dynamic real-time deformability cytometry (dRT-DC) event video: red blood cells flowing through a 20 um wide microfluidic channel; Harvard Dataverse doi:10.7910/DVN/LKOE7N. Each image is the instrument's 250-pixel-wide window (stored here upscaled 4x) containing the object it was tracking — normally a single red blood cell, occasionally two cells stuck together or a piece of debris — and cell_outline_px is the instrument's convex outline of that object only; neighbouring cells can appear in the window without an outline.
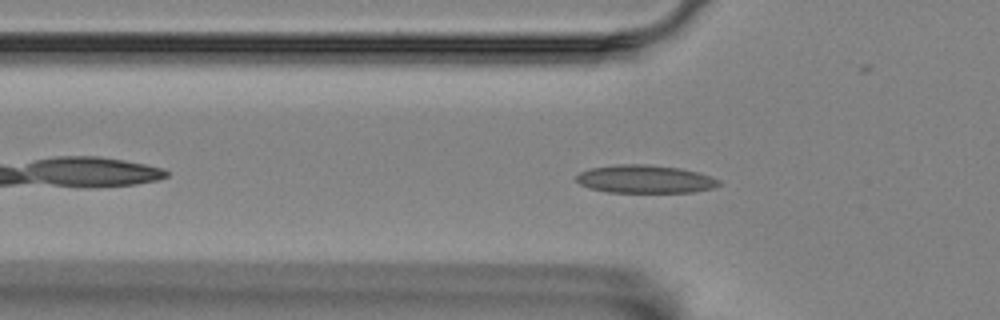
{"species": "Egyptian fruit bat (a non-hibernating species)", "species_latin": "Rousettus aegyptiacus", "temperature_condition": "room temperature", "stored_images_in_passage": 47, "camera_frame_rate_fps": 3000, "um_per_image_px": 0.085, "animal": {"sex": "female"}, "frame": {"image": 1, "passage_image": 8, "time_ms": 2.333, "image_size_px": [1000, 320], "cell_outline_px": [[720, 184], [712, 188], [692, 192], [608, 192], [588, 188], [580, 184], [576, 180], [576, 176], [580, 172], [592, 168], [620, 164], [644, 164], [680, 168], [700, 172], [720, 180]], "centroid_in_image_um": [54.83, 15.22], "position_along_channel_um": 71.0, "area_um2": 23.24}}
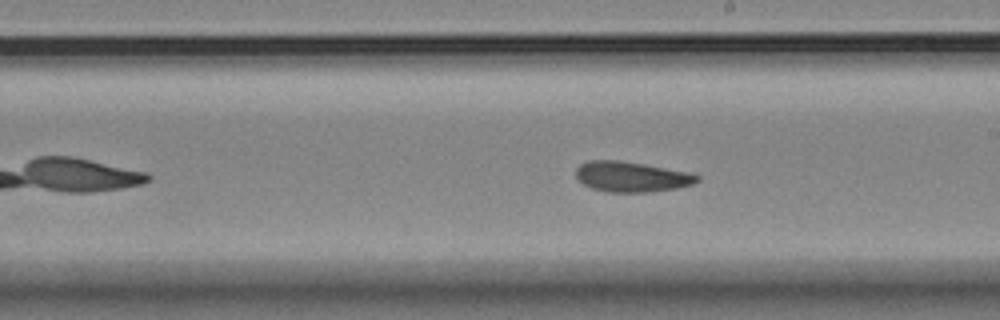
{"frame": {"image": 2, "passage_image": 22, "time_ms": 7.0, "image_size_px": [1000, 320], "cell_outline_px": [[700, 180], [692, 184], [676, 188], [648, 192], [608, 192], [592, 188], [584, 184], [576, 176], [576, 168], [580, 164], [588, 160], [620, 160], [644, 164], [684, 172], [700, 176]], "centroid_in_image_um": [53.63, 15.02], "position_along_channel_um": 235.4, "area_um2": 21.15}}
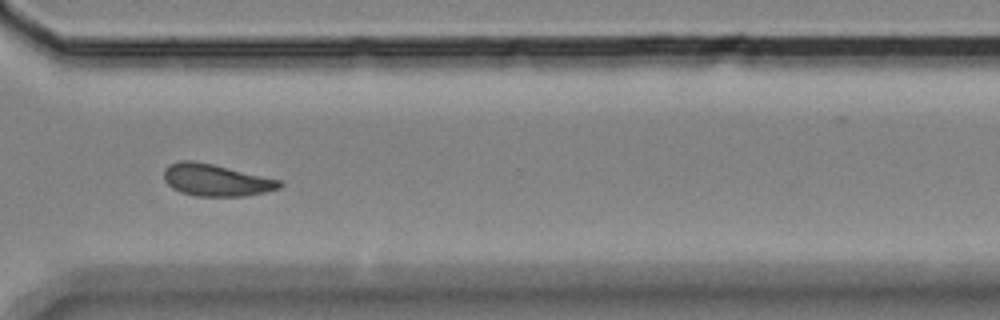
{"frame": {"image": 3, "passage_image": 32, "time_ms": 10.333, "image_size_px": [1000, 320], "cell_outline_px": [[284, 184], [280, 188], [264, 192], [244, 196], [196, 196], [180, 192], [172, 188], [164, 180], [164, 168], [168, 164], [180, 160], [192, 160], [212, 164], [280, 180]], "centroid_in_image_um": [18.32, 15.3], "position_along_channel_um": 352.3, "area_um2": 21.5}, "authors_computed_cell_mechanics": {"area_um2": 21.5016, "velocity_mm_per_s": 3.5026, "shape_relaxation_time_tau1_ms": null, "shape_relaxation_time_tau2_ms": 3.3736, "deformation_change_tau1": null, "deformation_change_tau2": 0.0923}}